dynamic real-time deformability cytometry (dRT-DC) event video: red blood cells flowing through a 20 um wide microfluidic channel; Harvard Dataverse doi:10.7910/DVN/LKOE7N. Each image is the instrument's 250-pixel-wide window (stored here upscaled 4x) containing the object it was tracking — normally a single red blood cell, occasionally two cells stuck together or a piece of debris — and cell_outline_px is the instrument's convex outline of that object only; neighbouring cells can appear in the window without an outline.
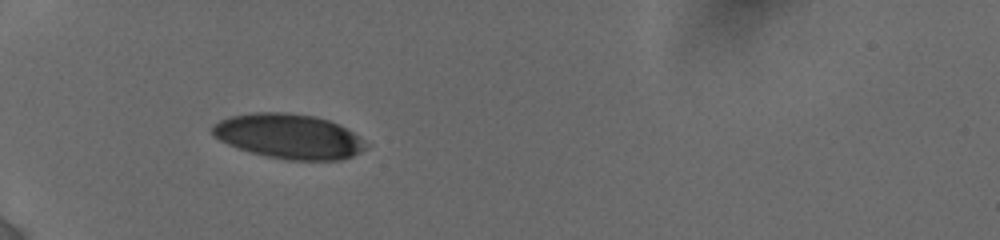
{"species": "human", "species_latin": "Homo sapiens", "temperature_condition": "cold", "stored_images_in_passage": 61, "camera_frame_rate_fps": 3000, "um_per_image_px": 0.085, "donor": {"sex": "female"}, "frame": {"image": 1, "passage_image": 1, "time_ms": 0.0, "image_size_px": [1000, 240], "cell_outline_px": [[364, 148], [360, 152], [352, 156], [340, 160], [288, 160], [268, 156], [252, 152], [228, 144], [220, 140], [212, 132], [212, 124], [220, 120], [232, 116], [252, 112], [288, 112], [316, 116], [340, 124], [360, 136]], "centroid_in_image_um": [24.55, 11.57], "position_along_channel_um": 60.5, "area_um2": 39.77}}
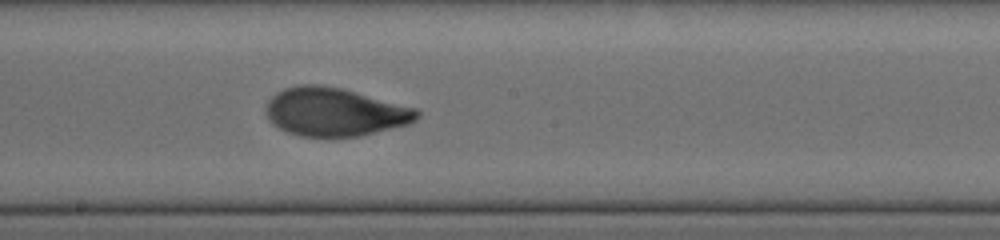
{"frame": {"image": 2, "passage_image": 35, "time_ms": 4.667, "image_size_px": [1000, 240], "cell_outline_px": [[420, 116], [416, 120], [408, 124], [360, 136], [300, 136], [288, 132], [272, 124], [268, 120], [264, 108], [268, 100], [276, 92], [284, 88], [300, 84], [316, 84], [340, 88], [416, 108], [420, 112]], "centroid_in_image_um": [28.41, 9.51], "position_along_channel_um": 219.8, "area_um2": 42.43}}
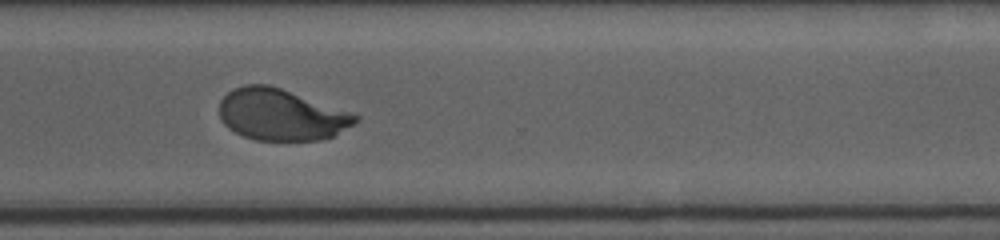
{"frame": {"image": 3, "passage_image": 60, "time_ms": 8.0, "image_size_px": [1000, 240], "cell_outline_px": [[360, 120], [332, 136], [320, 140], [256, 140], [244, 136], [228, 128], [220, 120], [220, 100], [232, 88], [244, 84], [268, 84], [352, 112], [360, 116]], "centroid_in_image_um": [23.88, 9.74], "position_along_channel_um": 346.7, "area_um2": 40.75}}